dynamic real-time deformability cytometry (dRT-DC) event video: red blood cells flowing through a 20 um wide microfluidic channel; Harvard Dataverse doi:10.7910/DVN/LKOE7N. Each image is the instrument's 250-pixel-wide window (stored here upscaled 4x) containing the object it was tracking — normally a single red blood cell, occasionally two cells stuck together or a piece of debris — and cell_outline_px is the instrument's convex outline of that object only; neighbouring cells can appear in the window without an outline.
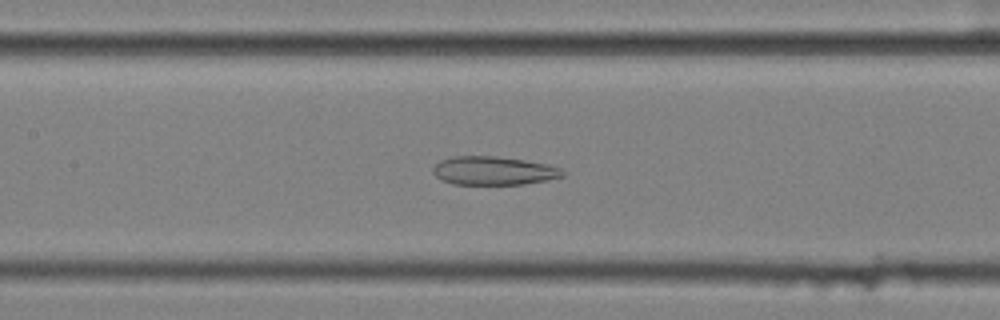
{"species": "common noctule bat (a hibernating species)", "species_latin": "Nyctalus noctula", "temperature_condition": "cold", "stored_images_in_passage": 46, "camera_frame_rate_fps": 3000, "um_per_image_px": 0.085, "animal": {"sex": "female", "body_mass_g": 25.1}, "frame": {"image": 1, "passage_image": 23, "time_ms": 7.333, "image_size_px": [1000, 320], "cell_outline_px": [[564, 176], [548, 180], [524, 184], [452, 184], [440, 180], [432, 172], [432, 168], [440, 160], [452, 156], [496, 156], [524, 160], [548, 164], [560, 168], [564, 172]], "centroid_in_image_um": [41.93, 14.51], "position_along_channel_um": 165.5, "area_um2": 21.68}}
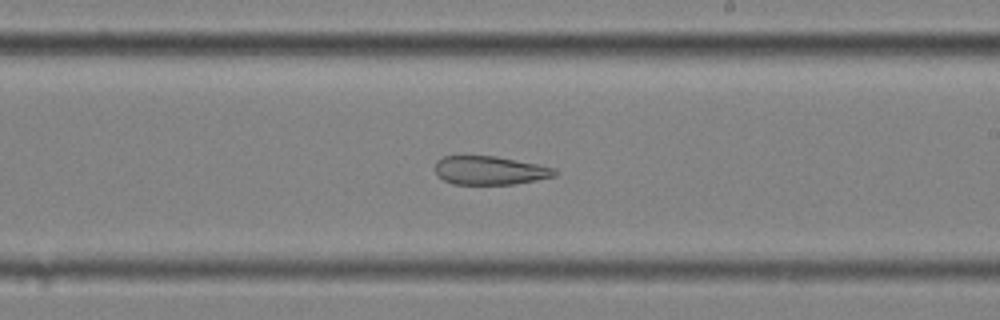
{"frame": {"image": 2, "passage_image": 30, "time_ms": 9.667, "image_size_px": [1000, 320], "cell_outline_px": [[560, 172], [556, 176], [536, 180], [512, 184], [452, 184], [444, 180], [436, 172], [436, 160], [444, 156], [496, 156], [556, 168]], "centroid_in_image_um": [41.67, 14.48], "position_along_channel_um": 247.3, "area_um2": 19.88}}
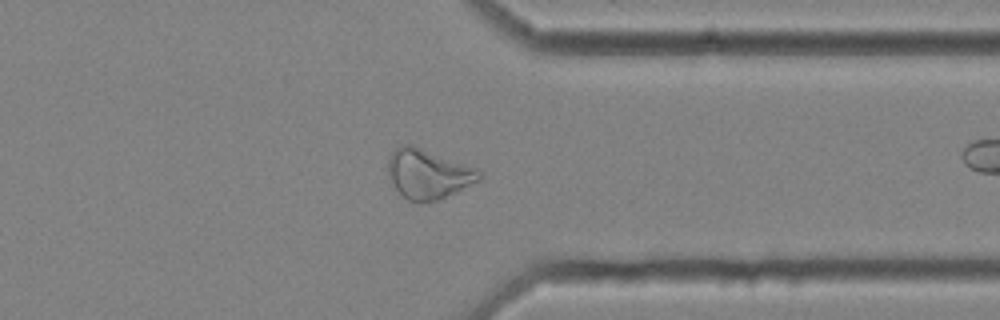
{"frame": {"image": 3, "passage_image": 41, "time_ms": 13.333, "image_size_px": [1000, 320], "cell_outline_px": [[484, 176], [480, 180], [456, 192], [436, 200], [420, 204], [408, 200], [396, 188], [388, 172], [388, 160], [392, 152], [396, 148], [404, 144], [412, 144], [476, 168], [484, 172]], "centroid_in_image_um": [36.42, 14.79], "position_along_channel_um": 375.0, "area_um2": 26.24}, "authors_computed_cell_mechanics": {"area_um2": 24.3627, "velocity_mm_per_s": 3.53, "shape_relaxation_time_tau1_ms": null, "shape_relaxation_time_tau2_ms": 5.8753, "deformation_change_tau1": null, "deformation_change_tau2": 0.1707}}